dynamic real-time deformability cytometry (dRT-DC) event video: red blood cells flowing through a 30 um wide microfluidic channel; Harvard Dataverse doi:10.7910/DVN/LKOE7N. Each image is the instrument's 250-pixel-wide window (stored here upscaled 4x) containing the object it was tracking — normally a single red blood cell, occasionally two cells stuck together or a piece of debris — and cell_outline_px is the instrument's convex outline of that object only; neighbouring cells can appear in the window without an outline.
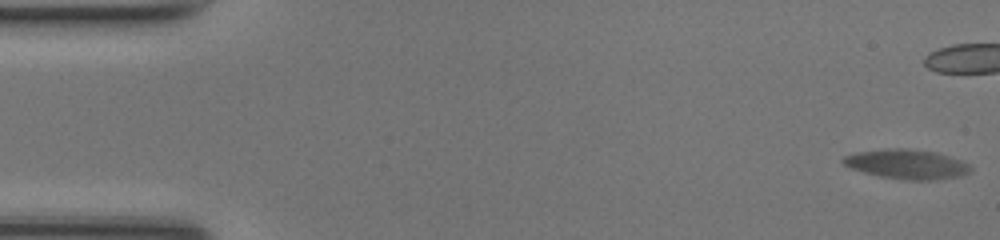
{"species": "common noctule bat (a hibernating species)", "species_latin": "Nyctalus noctula", "temperature_condition": "room temperature", "stored_images_in_passage": 53, "camera_frame_rate_fps": 3000, "um_per_image_px": 0.085, "animal": {"sex": "female", "body_mass_g": 17.0, "forearm_length_mm": 48.0}, "frame": {"image": 1, "passage_image": 1, "time_ms": 0.0, "image_size_px": [1000, 240], "cell_outline_px": [[972, 168], [968, 172], [960, 176], [932, 180], [908, 180], [880, 176], [864, 172], [852, 168], [844, 164], [840, 160], [844, 156], [856, 152], [888, 148], [904, 148], [936, 152], [960, 160], [968, 164]], "centroid_in_image_um": [77.06, 13.95], "position_along_channel_um": 7.9, "area_um2": 21.73}}
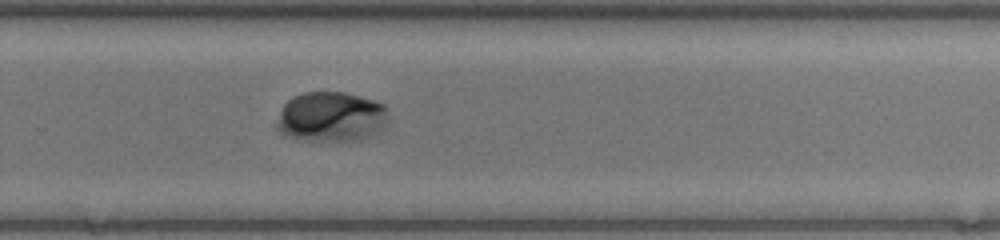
{"frame": {"image": 2, "passage_image": 35, "time_ms": 11.333, "image_size_px": [1000, 240], "cell_outline_px": [[388, 120], [384, 128], [376, 132], [364, 136], [344, 140], [312, 140], [284, 136], [276, 128], [276, 124], [280, 112], [284, 104], [288, 100], [304, 92], [344, 92], [372, 100], [384, 104]], "centroid_in_image_um": [28.11, 9.91], "position_along_channel_um": 301.7, "area_um2": 31.91}}
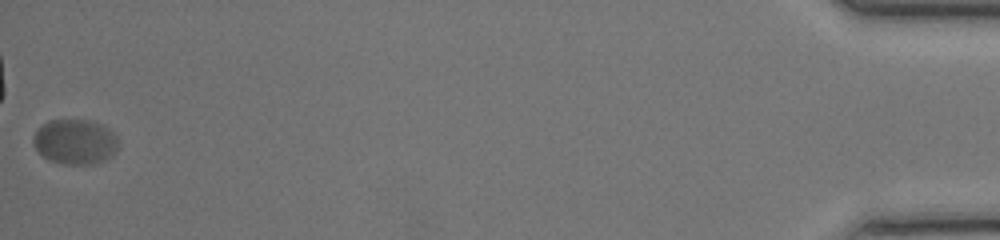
{"frame": {"image": 3, "passage_image": 53, "time_ms": 17.333, "image_size_px": [1000, 240], "cell_outline_px": [[120, 144], [116, 152], [112, 156], [104, 160], [92, 164], [64, 164], [48, 160], [32, 144], [32, 136], [48, 120], [88, 120], [104, 124], [116, 136]], "centroid_in_image_um": [6.41, 12.05], "position_along_channel_um": 428.8, "area_um2": 22.48}}